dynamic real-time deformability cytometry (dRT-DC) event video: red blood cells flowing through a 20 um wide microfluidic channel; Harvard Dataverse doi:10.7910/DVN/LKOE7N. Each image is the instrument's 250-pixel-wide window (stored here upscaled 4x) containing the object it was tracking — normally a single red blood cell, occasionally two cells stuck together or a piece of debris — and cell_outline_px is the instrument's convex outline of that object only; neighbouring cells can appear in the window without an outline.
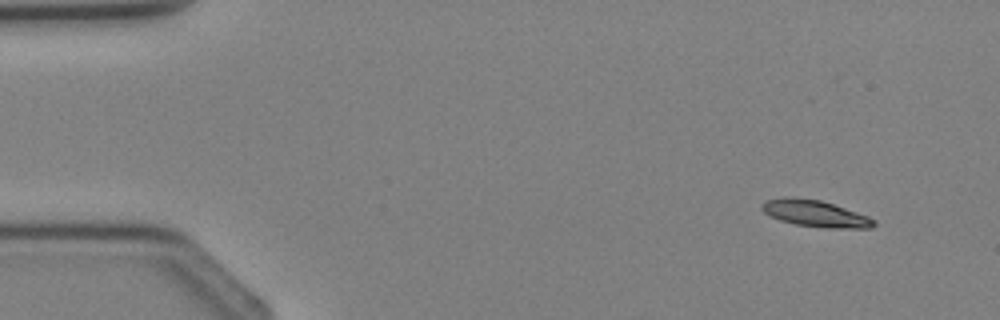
{"species": "Egyptian fruit bat (a non-hibernating species)", "species_latin": "Rousettus aegyptiacus", "temperature_condition": "cold", "stored_images_in_passage": 3, "camera_frame_rate_fps": 3000, "um_per_image_px": 0.085, "animal": {"sex": "female"}, "frame": {"image": 1, "passage_image": 1, "time_ms": 0.0, "image_size_px": [1000, 320], "cell_outline_px": [[876, 224], [872, 228], [828, 228], [796, 224], [780, 220], [764, 212], [760, 208], [760, 204], [764, 200], [784, 196], [792, 196], [820, 200], [868, 216], [876, 220]], "centroid_in_image_um": [69.26, 18.13], "position_along_channel_um": 15.7, "area_um2": 17.4}}
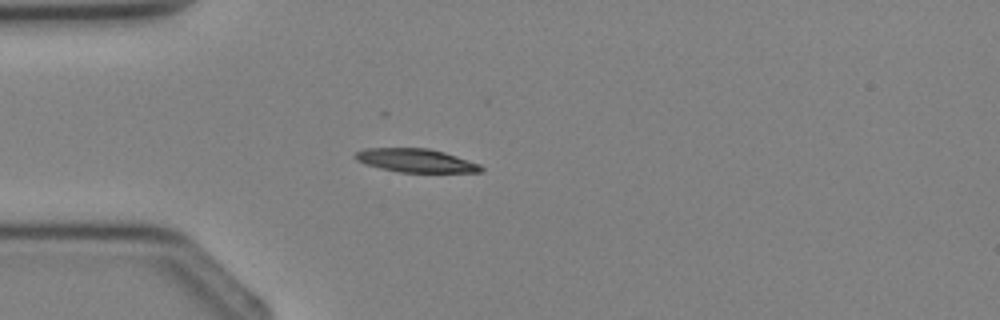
{"frame": {"image": 2, "passage_image": 3, "time_ms": 2.333, "image_size_px": [1000, 320], "cell_outline_px": [[484, 168], [480, 172], [400, 172], [380, 168], [368, 164], [360, 160], [356, 156], [356, 152], [364, 148], [428, 148], [444, 152], [480, 164]], "centroid_in_image_um": [35.4, 13.64], "position_along_channel_um": 49.6, "area_um2": 16.88}}